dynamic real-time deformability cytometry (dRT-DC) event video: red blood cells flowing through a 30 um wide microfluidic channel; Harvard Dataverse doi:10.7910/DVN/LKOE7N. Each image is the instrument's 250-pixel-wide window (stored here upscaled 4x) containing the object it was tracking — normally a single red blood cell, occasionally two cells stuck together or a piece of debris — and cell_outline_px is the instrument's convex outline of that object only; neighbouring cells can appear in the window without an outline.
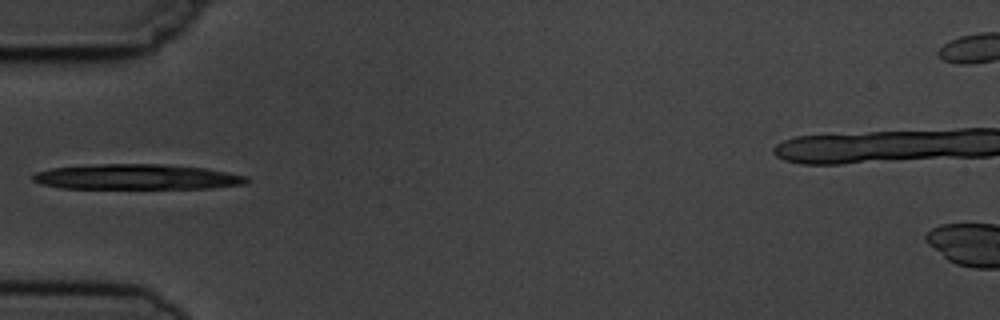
{"species": "common noctule bat (a hibernating species)", "species_latin": "Nyctalus noctula", "temperature_condition": "cold", "stored_images_in_passage": 6, "camera_frame_rate_fps": 3000, "um_per_image_px": 0.085, "animal": {"sex": "male", "body_mass_g": 19.5, "forearm_length_mm": 54.6}, "frame": {"image": 1, "passage_image": 6, "time_ms": 5.667, "image_size_px": [1000, 320], "cell_outline_px": [[252, 180], [244, 184], [208, 188], [60, 188], [40, 184], [32, 180], [32, 176], [36, 172], [52, 168], [100, 164], [160, 164], [204, 168], [228, 172], [248, 176]], "centroid_in_image_um": [11.64, 15.04], "position_along_channel_um": 73.4, "area_um2": 31.44}}